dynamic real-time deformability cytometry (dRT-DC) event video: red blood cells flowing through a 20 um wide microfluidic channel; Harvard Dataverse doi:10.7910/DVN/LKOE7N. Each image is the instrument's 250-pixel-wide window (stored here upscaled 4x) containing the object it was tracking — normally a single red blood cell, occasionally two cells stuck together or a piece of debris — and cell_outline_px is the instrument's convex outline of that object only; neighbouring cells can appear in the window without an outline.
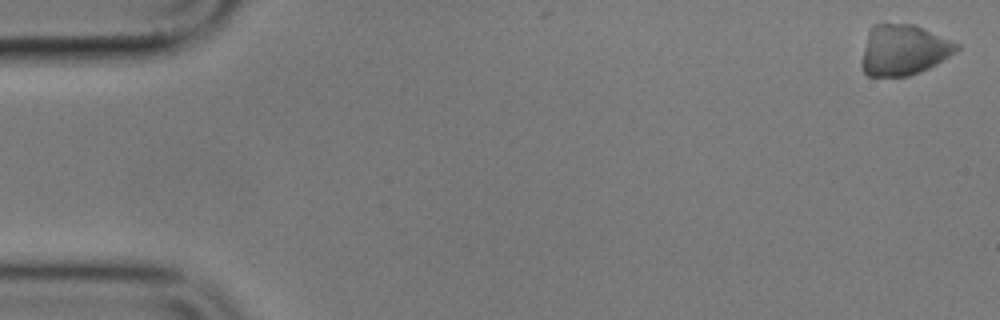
{"species": "common noctule bat (a hibernating species)", "species_latin": "Nyctalus noctula", "temperature_condition": "cold", "stored_images_in_passage": 8, "camera_frame_rate_fps": 3000, "um_per_image_px": 0.085, "animal": {"sex": "male", "body_mass_g": 17.9}, "frame": {"image": 1, "passage_image": 1, "time_ms": 0.0, "image_size_px": [1000, 320], "cell_outline_px": [[960, 48], [956, 52], [936, 64], [920, 72], [908, 76], [868, 76], [864, 72], [860, 64], [868, 32], [872, 24], [912, 24], [960, 44]], "centroid_in_image_um": [76.78, 4.26], "position_along_channel_um": 8.2, "area_um2": 27.86}}
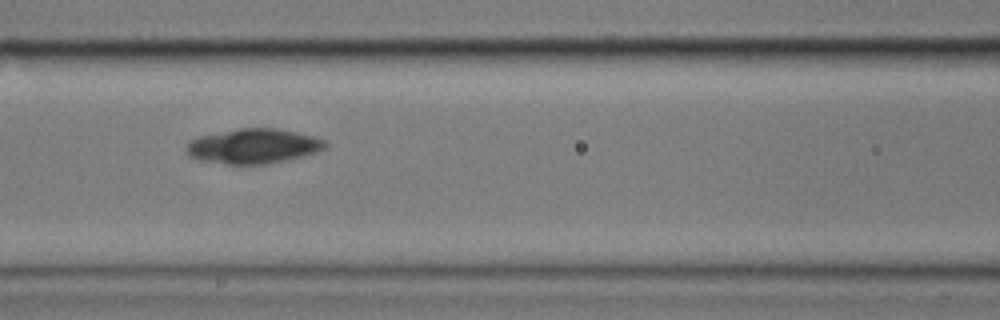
{"frame": {"image": 2, "passage_image": 6, "time_ms": 8.0, "image_size_px": [1000, 320], "cell_outline_px": [[328, 148], [316, 152], [268, 164], [228, 164], [200, 160], [188, 156], [184, 148], [188, 140], [200, 136], [240, 128], [276, 128], [316, 136], [324, 140], [328, 144]], "centroid_in_image_um": [21.52, 12.42], "position_along_channel_um": 145.1, "area_um2": 28.26}}
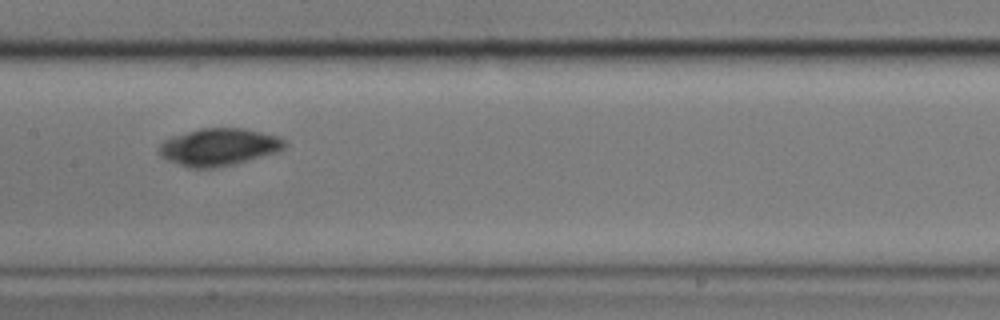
{"frame": {"image": 3, "passage_image": 7, "time_ms": 9.333, "image_size_px": [1000, 320], "cell_outline_px": [[288, 144], [280, 152], [232, 164], [212, 168], [188, 168], [168, 160], [160, 156], [156, 152], [160, 144], [164, 140], [172, 136], [200, 128], [244, 128], [280, 136]], "centroid_in_image_um": [18.6, 12.49], "position_along_channel_um": 188.8, "area_um2": 27.57}}